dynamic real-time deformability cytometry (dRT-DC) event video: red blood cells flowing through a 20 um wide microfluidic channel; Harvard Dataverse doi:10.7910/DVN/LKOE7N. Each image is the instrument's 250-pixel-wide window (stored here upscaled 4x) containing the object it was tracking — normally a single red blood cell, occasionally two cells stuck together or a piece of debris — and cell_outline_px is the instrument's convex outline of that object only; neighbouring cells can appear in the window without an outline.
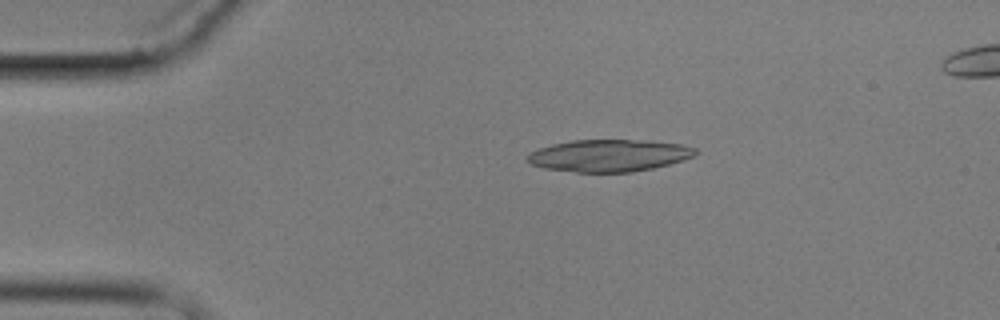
{"species": "common noctule bat (a hibernating species)", "species_latin": "Nyctalus noctula", "temperature_condition": "cold", "stored_images_in_passage": 8, "camera_frame_rate_fps": 3000, "um_per_image_px": 0.085, "animal": {"sex": "male", "body_mass_g": 17.9}, "frame": {"image": 1, "passage_image": 2, "time_ms": 1.333, "image_size_px": [1000, 320], "cell_outline_px": [[696, 152], [692, 156], [684, 160], [652, 168], [632, 172], [576, 172], [544, 168], [528, 164], [524, 156], [528, 152], [552, 144], [572, 140], [644, 140], [680, 144], [696, 148]], "centroid_in_image_um": [51.69, 13.22], "position_along_channel_um": 33.3, "area_um2": 31.5}}